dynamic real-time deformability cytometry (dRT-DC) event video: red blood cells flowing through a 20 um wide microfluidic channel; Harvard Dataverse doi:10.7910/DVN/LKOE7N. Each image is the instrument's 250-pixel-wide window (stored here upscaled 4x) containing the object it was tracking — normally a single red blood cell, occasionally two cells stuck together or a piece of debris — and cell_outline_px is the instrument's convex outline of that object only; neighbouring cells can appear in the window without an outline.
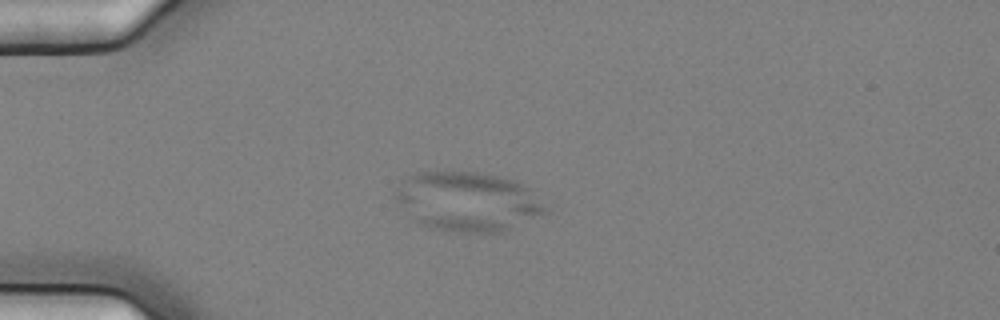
{"species": "common noctule bat (a hibernating species)", "species_latin": "Nyctalus noctula", "temperature_condition": "cold", "stored_images_in_passage": 7, "camera_frame_rate_fps": 3000, "um_per_image_px": 0.085, "animal": {"sex": "female", "body_mass_g": 25.1}, "frame": {"image": 1, "passage_image": 6, "time_ms": 1.667, "image_size_px": [1000, 320], "cell_outline_px": [[552, 212], [500, 232], [456, 232], [432, 228], [416, 224], [396, 208], [392, 196], [396, 188], [408, 176], [416, 172], [476, 172], [496, 176], [512, 180], [528, 188]], "centroid_in_image_um": [39.66, 17.16], "position_along_channel_um": 45.3, "area_um2": 52.6}}